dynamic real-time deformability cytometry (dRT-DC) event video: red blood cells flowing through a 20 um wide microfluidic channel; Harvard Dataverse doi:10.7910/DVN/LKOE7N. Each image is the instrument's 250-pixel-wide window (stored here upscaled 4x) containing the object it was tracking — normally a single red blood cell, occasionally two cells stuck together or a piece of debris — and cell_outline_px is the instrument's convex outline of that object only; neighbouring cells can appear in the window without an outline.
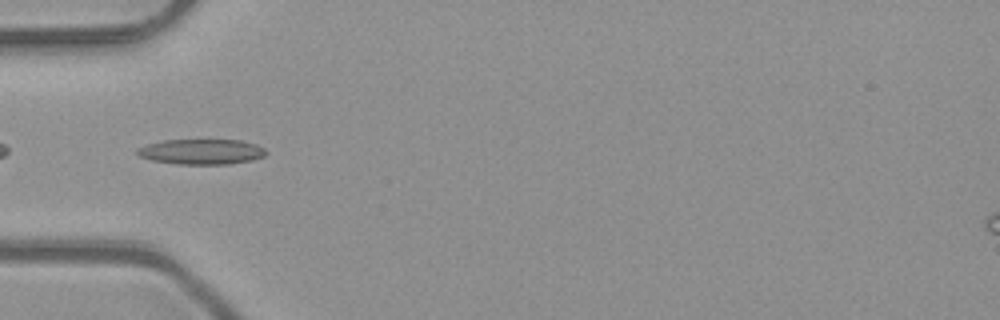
{"species": "common noctule bat (a hibernating species)", "species_latin": "Nyctalus noctula", "temperature_condition": "room temperature", "stored_images_in_passage": 40, "camera_frame_rate_fps": 3000, "um_per_image_px": 0.085, "animal": {"sex": "male", "body_mass_g": 23.1, "forearm_length_mm": 52.7}, "frame": {"image": 1, "passage_image": 6, "time_ms": 1.667, "image_size_px": [1000, 320], "cell_outline_px": [[268, 152], [264, 156], [252, 160], [228, 164], [176, 164], [152, 160], [140, 156], [136, 152], [136, 148], [148, 144], [164, 140], [240, 140], [256, 144], [264, 148]], "centroid_in_image_um": [17.14, 12.89], "position_along_channel_um": 67.9, "area_um2": 18.96}}
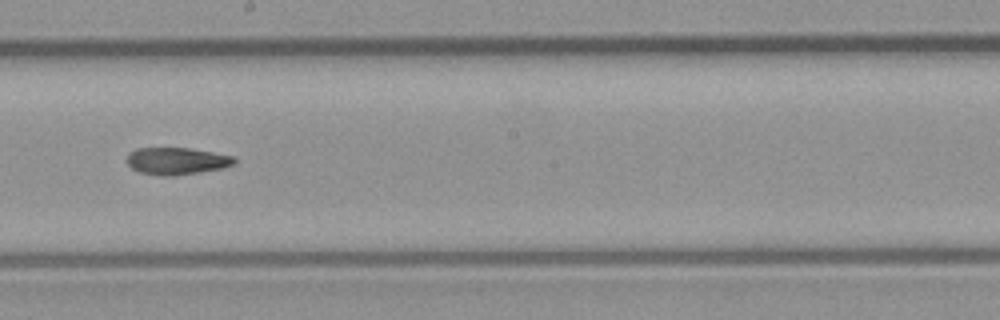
{"frame": {"image": 2, "passage_image": 18, "time_ms": 5.667, "image_size_px": [1000, 320], "cell_outline_px": [[236, 160], [232, 164], [220, 168], [196, 172], [168, 176], [140, 172], [132, 168], [128, 164], [128, 152], [136, 148], [188, 148], [212, 152], [232, 156]], "centroid_in_image_um": [14.96, 13.66], "position_along_channel_um": 233.2, "area_um2": 16.47}}
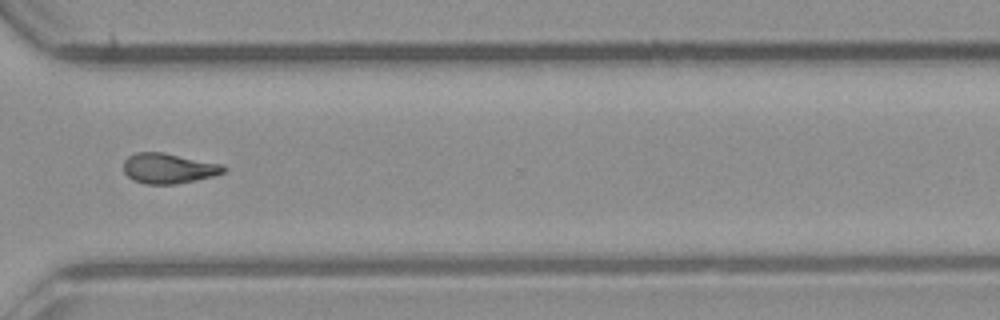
{"frame": {"image": 3, "passage_image": 27, "time_ms": 8.667, "image_size_px": [1000, 320], "cell_outline_px": [[228, 168], [224, 172], [212, 176], [176, 184], [144, 184], [132, 180], [124, 172], [124, 160], [128, 156], [136, 152], [160, 152], [224, 164]], "centroid_in_image_um": [14.32, 14.31], "position_along_channel_um": 356.3, "area_um2": 17.63}}